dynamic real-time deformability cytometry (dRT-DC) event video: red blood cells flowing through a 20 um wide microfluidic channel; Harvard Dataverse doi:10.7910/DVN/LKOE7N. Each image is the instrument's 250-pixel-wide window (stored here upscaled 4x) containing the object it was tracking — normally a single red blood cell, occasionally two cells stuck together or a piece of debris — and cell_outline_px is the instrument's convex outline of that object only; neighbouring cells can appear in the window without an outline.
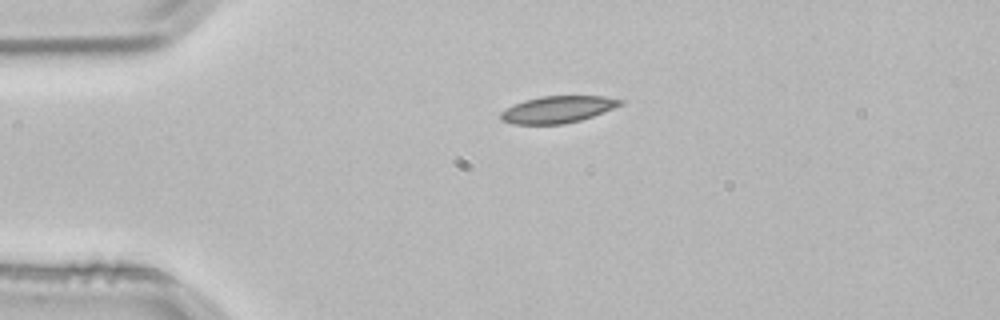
{"species": "common noctule bat (a hibernating species)", "species_latin": "Nyctalus noctula", "temperature_condition": "room temperature", "stored_images_in_passage": 1, "camera_frame_rate_fps": 3000, "um_per_image_px": 0.085, "animal": {"sex": "male", "body_mass_g": 21.5, "forearm_length_mm": 52.0}, "frame": {"image": 1, "passage_image": 1, "time_ms": 0.0, "image_size_px": [1000, 320], "cell_outline_px": [[624, 104], [604, 112], [580, 120], [564, 124], [512, 124], [500, 120], [500, 112], [524, 100], [540, 96], [604, 96], [624, 100]], "centroid_in_image_um": [47.42, 9.3], "position_along_channel_um": 37.6, "area_um2": 18.73}}